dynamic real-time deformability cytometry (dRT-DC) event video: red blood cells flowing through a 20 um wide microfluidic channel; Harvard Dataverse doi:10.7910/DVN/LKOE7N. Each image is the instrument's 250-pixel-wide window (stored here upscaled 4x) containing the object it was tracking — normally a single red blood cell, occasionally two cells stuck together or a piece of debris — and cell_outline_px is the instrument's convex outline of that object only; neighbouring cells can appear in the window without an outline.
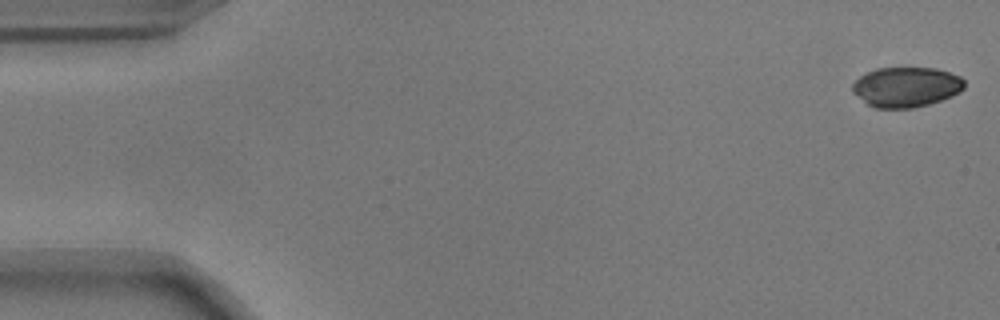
{"species": "common noctule bat (a hibernating species)", "species_latin": "Nyctalus noctula", "temperature_condition": "warm", "stored_images_in_passage": 10, "camera_frame_rate_fps": 3000, "um_per_image_px": 0.085, "animal": {"sex": "male", "body_mass_g": 17.9}, "frame": {"image": 1, "passage_image": 1, "time_ms": 0.0, "image_size_px": [1000, 320], "cell_outline_px": [[964, 88], [960, 92], [952, 96], [928, 104], [912, 108], [876, 108], [868, 104], [852, 92], [852, 84], [860, 76], [876, 68], [936, 68], [960, 76], [964, 80]], "centroid_in_image_um": [77.03, 7.39], "position_along_channel_um": 8.0, "area_um2": 26.01}}